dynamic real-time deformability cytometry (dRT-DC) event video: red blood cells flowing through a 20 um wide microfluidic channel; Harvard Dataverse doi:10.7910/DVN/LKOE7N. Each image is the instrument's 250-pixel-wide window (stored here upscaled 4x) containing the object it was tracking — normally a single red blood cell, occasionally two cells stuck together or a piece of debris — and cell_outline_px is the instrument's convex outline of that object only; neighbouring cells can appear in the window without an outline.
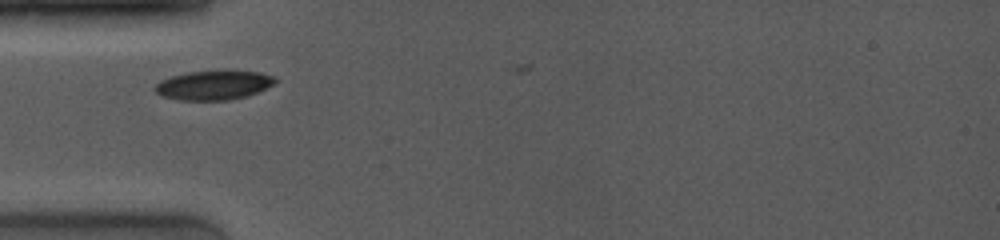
{"species": "common noctule bat (a hibernating species)", "species_latin": "Nyctalus noctula", "temperature_condition": "room temperature", "stored_images_in_passage": 3, "camera_frame_rate_fps": 4000, "um_per_image_px": 0.085, "animal": {"sex": "female", "body_mass_g": 19.0, "forearm_length_mm": 53.3}, "frame": {"image": 1, "passage_image": 1, "time_ms": 0.0, "image_size_px": [1000, 240], "cell_outline_px": [[276, 80], [272, 84], [248, 96], [228, 100], [180, 100], [164, 96], [156, 92], [152, 88], [160, 80], [172, 76], [188, 72], [260, 72], [272, 76]], "centroid_in_image_um": [18.1, 7.26], "position_along_channel_um": 66.9, "area_um2": 19.88}}